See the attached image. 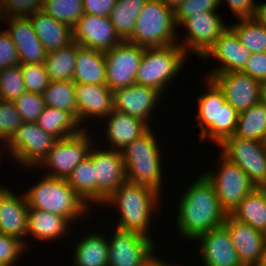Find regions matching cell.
<instances>
[{
	"mask_svg": "<svg viewBox=\"0 0 266 266\" xmlns=\"http://www.w3.org/2000/svg\"><path fill=\"white\" fill-rule=\"evenodd\" d=\"M185 189L178 206L177 230L180 237L194 240L198 235L223 225L227 216L213 184L200 175Z\"/></svg>",
	"mask_w": 266,
	"mask_h": 266,
	"instance_id": "obj_1",
	"label": "cell"
},
{
	"mask_svg": "<svg viewBox=\"0 0 266 266\" xmlns=\"http://www.w3.org/2000/svg\"><path fill=\"white\" fill-rule=\"evenodd\" d=\"M160 194L149 186L125 180L103 204L116 205L120 211L115 228L150 237L148 229L155 213L152 211L160 203Z\"/></svg>",
	"mask_w": 266,
	"mask_h": 266,
	"instance_id": "obj_2",
	"label": "cell"
},
{
	"mask_svg": "<svg viewBox=\"0 0 266 266\" xmlns=\"http://www.w3.org/2000/svg\"><path fill=\"white\" fill-rule=\"evenodd\" d=\"M206 93L198 97L196 118L201 128L202 141L208 138L220 145L235 134L239 113L228 103L218 85L204 77Z\"/></svg>",
	"mask_w": 266,
	"mask_h": 266,
	"instance_id": "obj_3",
	"label": "cell"
},
{
	"mask_svg": "<svg viewBox=\"0 0 266 266\" xmlns=\"http://www.w3.org/2000/svg\"><path fill=\"white\" fill-rule=\"evenodd\" d=\"M24 194L29 208L63 216L71 223L89 211L88 205L64 178L45 175Z\"/></svg>",
	"mask_w": 266,
	"mask_h": 266,
	"instance_id": "obj_4",
	"label": "cell"
},
{
	"mask_svg": "<svg viewBox=\"0 0 266 266\" xmlns=\"http://www.w3.org/2000/svg\"><path fill=\"white\" fill-rule=\"evenodd\" d=\"M151 128L122 151L126 180L149 186L160 192L162 185V157Z\"/></svg>",
	"mask_w": 266,
	"mask_h": 266,
	"instance_id": "obj_5",
	"label": "cell"
},
{
	"mask_svg": "<svg viewBox=\"0 0 266 266\" xmlns=\"http://www.w3.org/2000/svg\"><path fill=\"white\" fill-rule=\"evenodd\" d=\"M174 10L161 0H147L134 26L132 35L126 40L144 48L177 44Z\"/></svg>",
	"mask_w": 266,
	"mask_h": 266,
	"instance_id": "obj_6",
	"label": "cell"
},
{
	"mask_svg": "<svg viewBox=\"0 0 266 266\" xmlns=\"http://www.w3.org/2000/svg\"><path fill=\"white\" fill-rule=\"evenodd\" d=\"M187 56L188 53L178 44L144 48L135 83L164 92L169 81L182 70L183 61Z\"/></svg>",
	"mask_w": 266,
	"mask_h": 266,
	"instance_id": "obj_7",
	"label": "cell"
},
{
	"mask_svg": "<svg viewBox=\"0 0 266 266\" xmlns=\"http://www.w3.org/2000/svg\"><path fill=\"white\" fill-rule=\"evenodd\" d=\"M219 147L220 153L237 164L256 188H266V142L232 135Z\"/></svg>",
	"mask_w": 266,
	"mask_h": 266,
	"instance_id": "obj_8",
	"label": "cell"
},
{
	"mask_svg": "<svg viewBox=\"0 0 266 266\" xmlns=\"http://www.w3.org/2000/svg\"><path fill=\"white\" fill-rule=\"evenodd\" d=\"M219 154V171H206L204 175L213 184L221 207L230 214L256 187L237 164Z\"/></svg>",
	"mask_w": 266,
	"mask_h": 266,
	"instance_id": "obj_9",
	"label": "cell"
},
{
	"mask_svg": "<svg viewBox=\"0 0 266 266\" xmlns=\"http://www.w3.org/2000/svg\"><path fill=\"white\" fill-rule=\"evenodd\" d=\"M57 139L50 133L45 132L36 122H22L20 128L6 143L18 164L26 167L38 168V165L52 149Z\"/></svg>",
	"mask_w": 266,
	"mask_h": 266,
	"instance_id": "obj_10",
	"label": "cell"
},
{
	"mask_svg": "<svg viewBox=\"0 0 266 266\" xmlns=\"http://www.w3.org/2000/svg\"><path fill=\"white\" fill-rule=\"evenodd\" d=\"M87 129H83L79 134L57 140L52 149L41 161L39 167L48 166L50 177L66 179L73 169L84 160L92 147L91 137ZM43 165V166H42ZM51 169V170H50Z\"/></svg>",
	"mask_w": 266,
	"mask_h": 266,
	"instance_id": "obj_11",
	"label": "cell"
},
{
	"mask_svg": "<svg viewBox=\"0 0 266 266\" xmlns=\"http://www.w3.org/2000/svg\"><path fill=\"white\" fill-rule=\"evenodd\" d=\"M144 47L122 41L104 52L106 62V86L113 92L135 84V78Z\"/></svg>",
	"mask_w": 266,
	"mask_h": 266,
	"instance_id": "obj_12",
	"label": "cell"
},
{
	"mask_svg": "<svg viewBox=\"0 0 266 266\" xmlns=\"http://www.w3.org/2000/svg\"><path fill=\"white\" fill-rule=\"evenodd\" d=\"M107 242L108 266H140L155 251L150 237L117 228Z\"/></svg>",
	"mask_w": 266,
	"mask_h": 266,
	"instance_id": "obj_13",
	"label": "cell"
},
{
	"mask_svg": "<svg viewBox=\"0 0 266 266\" xmlns=\"http://www.w3.org/2000/svg\"><path fill=\"white\" fill-rule=\"evenodd\" d=\"M216 13L206 11L194 14L179 25H183L187 30L186 39L184 38L182 44H178L186 53L192 50L201 58L226 30L228 26Z\"/></svg>",
	"mask_w": 266,
	"mask_h": 266,
	"instance_id": "obj_14",
	"label": "cell"
},
{
	"mask_svg": "<svg viewBox=\"0 0 266 266\" xmlns=\"http://www.w3.org/2000/svg\"><path fill=\"white\" fill-rule=\"evenodd\" d=\"M222 90L223 95L238 113H242L261 101V82L241 71L206 75Z\"/></svg>",
	"mask_w": 266,
	"mask_h": 266,
	"instance_id": "obj_15",
	"label": "cell"
},
{
	"mask_svg": "<svg viewBox=\"0 0 266 266\" xmlns=\"http://www.w3.org/2000/svg\"><path fill=\"white\" fill-rule=\"evenodd\" d=\"M88 155L95 168L97 204H102L126 180L122 153L114 149L96 150L92 146Z\"/></svg>",
	"mask_w": 266,
	"mask_h": 266,
	"instance_id": "obj_16",
	"label": "cell"
},
{
	"mask_svg": "<svg viewBox=\"0 0 266 266\" xmlns=\"http://www.w3.org/2000/svg\"><path fill=\"white\" fill-rule=\"evenodd\" d=\"M73 41L82 47L107 52L123 40L117 34L109 16H95L84 13L74 25Z\"/></svg>",
	"mask_w": 266,
	"mask_h": 266,
	"instance_id": "obj_17",
	"label": "cell"
},
{
	"mask_svg": "<svg viewBox=\"0 0 266 266\" xmlns=\"http://www.w3.org/2000/svg\"><path fill=\"white\" fill-rule=\"evenodd\" d=\"M155 88L132 84L113 91V109L144 121L149 127V115L161 100Z\"/></svg>",
	"mask_w": 266,
	"mask_h": 266,
	"instance_id": "obj_18",
	"label": "cell"
},
{
	"mask_svg": "<svg viewBox=\"0 0 266 266\" xmlns=\"http://www.w3.org/2000/svg\"><path fill=\"white\" fill-rule=\"evenodd\" d=\"M202 263L205 266H243L231 242L227 229L222 225L198 235Z\"/></svg>",
	"mask_w": 266,
	"mask_h": 266,
	"instance_id": "obj_19",
	"label": "cell"
},
{
	"mask_svg": "<svg viewBox=\"0 0 266 266\" xmlns=\"http://www.w3.org/2000/svg\"><path fill=\"white\" fill-rule=\"evenodd\" d=\"M223 226L227 229L243 266H257L266 234L236 220L230 214H227Z\"/></svg>",
	"mask_w": 266,
	"mask_h": 266,
	"instance_id": "obj_20",
	"label": "cell"
},
{
	"mask_svg": "<svg viewBox=\"0 0 266 266\" xmlns=\"http://www.w3.org/2000/svg\"><path fill=\"white\" fill-rule=\"evenodd\" d=\"M251 52L239 41L236 33L228 26L215 43L201 57H214L221 66L214 68L206 75H216L222 72L241 71L248 61Z\"/></svg>",
	"mask_w": 266,
	"mask_h": 266,
	"instance_id": "obj_21",
	"label": "cell"
},
{
	"mask_svg": "<svg viewBox=\"0 0 266 266\" xmlns=\"http://www.w3.org/2000/svg\"><path fill=\"white\" fill-rule=\"evenodd\" d=\"M28 209L25 194L15 195L0 186V233L15 237L25 243L28 230Z\"/></svg>",
	"mask_w": 266,
	"mask_h": 266,
	"instance_id": "obj_22",
	"label": "cell"
},
{
	"mask_svg": "<svg viewBox=\"0 0 266 266\" xmlns=\"http://www.w3.org/2000/svg\"><path fill=\"white\" fill-rule=\"evenodd\" d=\"M10 28L6 32L10 35L22 64H44L47 52L35 34L28 17H9Z\"/></svg>",
	"mask_w": 266,
	"mask_h": 266,
	"instance_id": "obj_23",
	"label": "cell"
},
{
	"mask_svg": "<svg viewBox=\"0 0 266 266\" xmlns=\"http://www.w3.org/2000/svg\"><path fill=\"white\" fill-rule=\"evenodd\" d=\"M75 94L79 124L91 117L105 118L113 110V92L106 85L75 83Z\"/></svg>",
	"mask_w": 266,
	"mask_h": 266,
	"instance_id": "obj_24",
	"label": "cell"
},
{
	"mask_svg": "<svg viewBox=\"0 0 266 266\" xmlns=\"http://www.w3.org/2000/svg\"><path fill=\"white\" fill-rule=\"evenodd\" d=\"M105 119L109 120L106 123V139L111 149L118 151H122L150 129L144 121L114 109Z\"/></svg>",
	"mask_w": 266,
	"mask_h": 266,
	"instance_id": "obj_25",
	"label": "cell"
},
{
	"mask_svg": "<svg viewBox=\"0 0 266 266\" xmlns=\"http://www.w3.org/2000/svg\"><path fill=\"white\" fill-rule=\"evenodd\" d=\"M28 18L47 53L66 47L73 42L72 28L42 10Z\"/></svg>",
	"mask_w": 266,
	"mask_h": 266,
	"instance_id": "obj_26",
	"label": "cell"
},
{
	"mask_svg": "<svg viewBox=\"0 0 266 266\" xmlns=\"http://www.w3.org/2000/svg\"><path fill=\"white\" fill-rule=\"evenodd\" d=\"M73 82L106 85V62L104 53L77 44Z\"/></svg>",
	"mask_w": 266,
	"mask_h": 266,
	"instance_id": "obj_27",
	"label": "cell"
},
{
	"mask_svg": "<svg viewBox=\"0 0 266 266\" xmlns=\"http://www.w3.org/2000/svg\"><path fill=\"white\" fill-rule=\"evenodd\" d=\"M72 223L65 217L34 208L28 209V230L35 239L43 241H56L65 236Z\"/></svg>",
	"mask_w": 266,
	"mask_h": 266,
	"instance_id": "obj_28",
	"label": "cell"
},
{
	"mask_svg": "<svg viewBox=\"0 0 266 266\" xmlns=\"http://www.w3.org/2000/svg\"><path fill=\"white\" fill-rule=\"evenodd\" d=\"M230 215L266 234V188H255Z\"/></svg>",
	"mask_w": 266,
	"mask_h": 266,
	"instance_id": "obj_29",
	"label": "cell"
},
{
	"mask_svg": "<svg viewBox=\"0 0 266 266\" xmlns=\"http://www.w3.org/2000/svg\"><path fill=\"white\" fill-rule=\"evenodd\" d=\"M36 123L57 140L79 134L83 129L78 120L65 110L45 106ZM78 126V127H77Z\"/></svg>",
	"mask_w": 266,
	"mask_h": 266,
	"instance_id": "obj_30",
	"label": "cell"
},
{
	"mask_svg": "<svg viewBox=\"0 0 266 266\" xmlns=\"http://www.w3.org/2000/svg\"><path fill=\"white\" fill-rule=\"evenodd\" d=\"M83 239V240H82ZM75 246V266H108V242L103 234L93 233L82 238Z\"/></svg>",
	"mask_w": 266,
	"mask_h": 266,
	"instance_id": "obj_31",
	"label": "cell"
},
{
	"mask_svg": "<svg viewBox=\"0 0 266 266\" xmlns=\"http://www.w3.org/2000/svg\"><path fill=\"white\" fill-rule=\"evenodd\" d=\"M76 56L75 41L66 47L48 52L44 64L50 81H73Z\"/></svg>",
	"mask_w": 266,
	"mask_h": 266,
	"instance_id": "obj_32",
	"label": "cell"
},
{
	"mask_svg": "<svg viewBox=\"0 0 266 266\" xmlns=\"http://www.w3.org/2000/svg\"><path fill=\"white\" fill-rule=\"evenodd\" d=\"M66 181L87 205L97 203L95 168L89 155L73 169Z\"/></svg>",
	"mask_w": 266,
	"mask_h": 266,
	"instance_id": "obj_33",
	"label": "cell"
},
{
	"mask_svg": "<svg viewBox=\"0 0 266 266\" xmlns=\"http://www.w3.org/2000/svg\"><path fill=\"white\" fill-rule=\"evenodd\" d=\"M235 136L266 142V105L261 101L239 113Z\"/></svg>",
	"mask_w": 266,
	"mask_h": 266,
	"instance_id": "obj_34",
	"label": "cell"
},
{
	"mask_svg": "<svg viewBox=\"0 0 266 266\" xmlns=\"http://www.w3.org/2000/svg\"><path fill=\"white\" fill-rule=\"evenodd\" d=\"M147 0H116L109 18L120 38L126 41L133 33L135 22Z\"/></svg>",
	"mask_w": 266,
	"mask_h": 266,
	"instance_id": "obj_35",
	"label": "cell"
},
{
	"mask_svg": "<svg viewBox=\"0 0 266 266\" xmlns=\"http://www.w3.org/2000/svg\"><path fill=\"white\" fill-rule=\"evenodd\" d=\"M240 43L251 53L266 52V26L256 17L239 18V22L229 26Z\"/></svg>",
	"mask_w": 266,
	"mask_h": 266,
	"instance_id": "obj_36",
	"label": "cell"
},
{
	"mask_svg": "<svg viewBox=\"0 0 266 266\" xmlns=\"http://www.w3.org/2000/svg\"><path fill=\"white\" fill-rule=\"evenodd\" d=\"M42 96L45 106L70 112L77 119L75 83L73 81H50Z\"/></svg>",
	"mask_w": 266,
	"mask_h": 266,
	"instance_id": "obj_37",
	"label": "cell"
},
{
	"mask_svg": "<svg viewBox=\"0 0 266 266\" xmlns=\"http://www.w3.org/2000/svg\"><path fill=\"white\" fill-rule=\"evenodd\" d=\"M42 11L71 28L85 13L82 0H44Z\"/></svg>",
	"mask_w": 266,
	"mask_h": 266,
	"instance_id": "obj_38",
	"label": "cell"
},
{
	"mask_svg": "<svg viewBox=\"0 0 266 266\" xmlns=\"http://www.w3.org/2000/svg\"><path fill=\"white\" fill-rule=\"evenodd\" d=\"M25 91L20 65L0 70V100L13 102Z\"/></svg>",
	"mask_w": 266,
	"mask_h": 266,
	"instance_id": "obj_39",
	"label": "cell"
},
{
	"mask_svg": "<svg viewBox=\"0 0 266 266\" xmlns=\"http://www.w3.org/2000/svg\"><path fill=\"white\" fill-rule=\"evenodd\" d=\"M13 103L22 122H36L45 107L41 94L27 91L21 94Z\"/></svg>",
	"mask_w": 266,
	"mask_h": 266,
	"instance_id": "obj_40",
	"label": "cell"
},
{
	"mask_svg": "<svg viewBox=\"0 0 266 266\" xmlns=\"http://www.w3.org/2000/svg\"><path fill=\"white\" fill-rule=\"evenodd\" d=\"M20 68L26 91L42 95L50 82L45 64H22Z\"/></svg>",
	"mask_w": 266,
	"mask_h": 266,
	"instance_id": "obj_41",
	"label": "cell"
},
{
	"mask_svg": "<svg viewBox=\"0 0 266 266\" xmlns=\"http://www.w3.org/2000/svg\"><path fill=\"white\" fill-rule=\"evenodd\" d=\"M21 124L22 120L14 103L0 100V140L6 144Z\"/></svg>",
	"mask_w": 266,
	"mask_h": 266,
	"instance_id": "obj_42",
	"label": "cell"
},
{
	"mask_svg": "<svg viewBox=\"0 0 266 266\" xmlns=\"http://www.w3.org/2000/svg\"><path fill=\"white\" fill-rule=\"evenodd\" d=\"M26 248L22 240L0 233V266H15Z\"/></svg>",
	"mask_w": 266,
	"mask_h": 266,
	"instance_id": "obj_43",
	"label": "cell"
},
{
	"mask_svg": "<svg viewBox=\"0 0 266 266\" xmlns=\"http://www.w3.org/2000/svg\"><path fill=\"white\" fill-rule=\"evenodd\" d=\"M219 0H184L174 11L177 26L186 18L194 14L213 11L216 12Z\"/></svg>",
	"mask_w": 266,
	"mask_h": 266,
	"instance_id": "obj_44",
	"label": "cell"
},
{
	"mask_svg": "<svg viewBox=\"0 0 266 266\" xmlns=\"http://www.w3.org/2000/svg\"><path fill=\"white\" fill-rule=\"evenodd\" d=\"M44 0H3L9 17H28L42 10ZM11 13V14H10Z\"/></svg>",
	"mask_w": 266,
	"mask_h": 266,
	"instance_id": "obj_45",
	"label": "cell"
},
{
	"mask_svg": "<svg viewBox=\"0 0 266 266\" xmlns=\"http://www.w3.org/2000/svg\"><path fill=\"white\" fill-rule=\"evenodd\" d=\"M20 65L18 52L6 29L0 34V70Z\"/></svg>",
	"mask_w": 266,
	"mask_h": 266,
	"instance_id": "obj_46",
	"label": "cell"
},
{
	"mask_svg": "<svg viewBox=\"0 0 266 266\" xmlns=\"http://www.w3.org/2000/svg\"><path fill=\"white\" fill-rule=\"evenodd\" d=\"M241 72L262 82L266 81V52L251 53Z\"/></svg>",
	"mask_w": 266,
	"mask_h": 266,
	"instance_id": "obj_47",
	"label": "cell"
},
{
	"mask_svg": "<svg viewBox=\"0 0 266 266\" xmlns=\"http://www.w3.org/2000/svg\"><path fill=\"white\" fill-rule=\"evenodd\" d=\"M223 0H219L222 3ZM231 11L239 18L255 17L258 4L254 0H226Z\"/></svg>",
	"mask_w": 266,
	"mask_h": 266,
	"instance_id": "obj_48",
	"label": "cell"
},
{
	"mask_svg": "<svg viewBox=\"0 0 266 266\" xmlns=\"http://www.w3.org/2000/svg\"><path fill=\"white\" fill-rule=\"evenodd\" d=\"M84 11L95 16H109L116 0H82Z\"/></svg>",
	"mask_w": 266,
	"mask_h": 266,
	"instance_id": "obj_49",
	"label": "cell"
},
{
	"mask_svg": "<svg viewBox=\"0 0 266 266\" xmlns=\"http://www.w3.org/2000/svg\"><path fill=\"white\" fill-rule=\"evenodd\" d=\"M153 252L140 266H173L172 263H166L164 260H161ZM175 266V265H174Z\"/></svg>",
	"mask_w": 266,
	"mask_h": 266,
	"instance_id": "obj_50",
	"label": "cell"
},
{
	"mask_svg": "<svg viewBox=\"0 0 266 266\" xmlns=\"http://www.w3.org/2000/svg\"><path fill=\"white\" fill-rule=\"evenodd\" d=\"M255 17L266 26V2L258 3L257 11Z\"/></svg>",
	"mask_w": 266,
	"mask_h": 266,
	"instance_id": "obj_51",
	"label": "cell"
},
{
	"mask_svg": "<svg viewBox=\"0 0 266 266\" xmlns=\"http://www.w3.org/2000/svg\"><path fill=\"white\" fill-rule=\"evenodd\" d=\"M167 7L172 10H176V8L184 1V0H161Z\"/></svg>",
	"mask_w": 266,
	"mask_h": 266,
	"instance_id": "obj_52",
	"label": "cell"
},
{
	"mask_svg": "<svg viewBox=\"0 0 266 266\" xmlns=\"http://www.w3.org/2000/svg\"><path fill=\"white\" fill-rule=\"evenodd\" d=\"M257 266H266V237L262 246L261 257Z\"/></svg>",
	"mask_w": 266,
	"mask_h": 266,
	"instance_id": "obj_53",
	"label": "cell"
},
{
	"mask_svg": "<svg viewBox=\"0 0 266 266\" xmlns=\"http://www.w3.org/2000/svg\"><path fill=\"white\" fill-rule=\"evenodd\" d=\"M261 102L266 105V81L261 83Z\"/></svg>",
	"mask_w": 266,
	"mask_h": 266,
	"instance_id": "obj_54",
	"label": "cell"
},
{
	"mask_svg": "<svg viewBox=\"0 0 266 266\" xmlns=\"http://www.w3.org/2000/svg\"><path fill=\"white\" fill-rule=\"evenodd\" d=\"M0 17H8L6 12H5L3 0H0Z\"/></svg>",
	"mask_w": 266,
	"mask_h": 266,
	"instance_id": "obj_55",
	"label": "cell"
},
{
	"mask_svg": "<svg viewBox=\"0 0 266 266\" xmlns=\"http://www.w3.org/2000/svg\"><path fill=\"white\" fill-rule=\"evenodd\" d=\"M4 18V21H6L7 19H8V17H0V20H2V19ZM1 30V29H0ZM4 31H0V34H2Z\"/></svg>",
	"mask_w": 266,
	"mask_h": 266,
	"instance_id": "obj_56",
	"label": "cell"
}]
</instances>
